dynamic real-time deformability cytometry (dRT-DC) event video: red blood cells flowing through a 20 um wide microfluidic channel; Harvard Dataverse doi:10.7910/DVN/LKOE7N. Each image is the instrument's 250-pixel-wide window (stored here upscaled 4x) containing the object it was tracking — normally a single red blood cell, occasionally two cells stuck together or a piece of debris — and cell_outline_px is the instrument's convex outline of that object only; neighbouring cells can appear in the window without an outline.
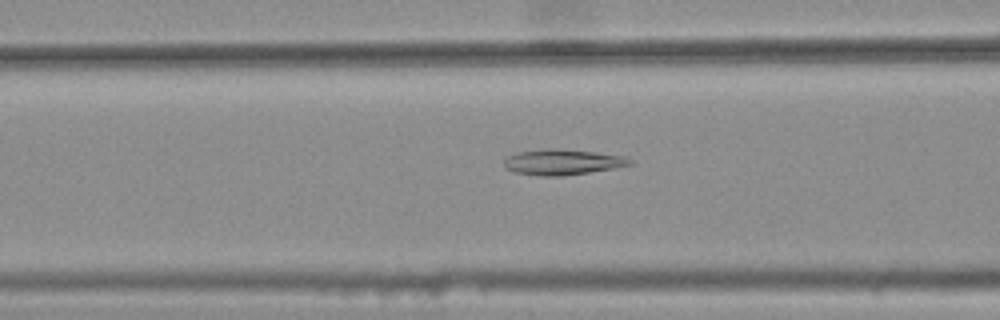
{"species": "common noctule bat (a hibernating species)", "species_latin": "Nyctalus noctula", "temperature_condition": "warm", "stored_images_in_passage": 31, "camera_frame_rate_fps": 3000, "um_per_image_px": 0.085, "animal": {"sex": "female", "body_mass_g": 25.1}, "frame": {"image": 1, "passage_image": 5, "time_ms": 1.333, "image_size_px": [1000, 320], "cell_outline_px": [[632, 164], [612, 168], [564, 176], [540, 176], [516, 172], [504, 168], [504, 160], [508, 156], [516, 152], [544, 148], [556, 148], [596, 152], [624, 156], [632, 160]], "centroid_in_image_um": [47.77, 13.76], "position_along_channel_um": 118.8, "area_um2": 18.79}}
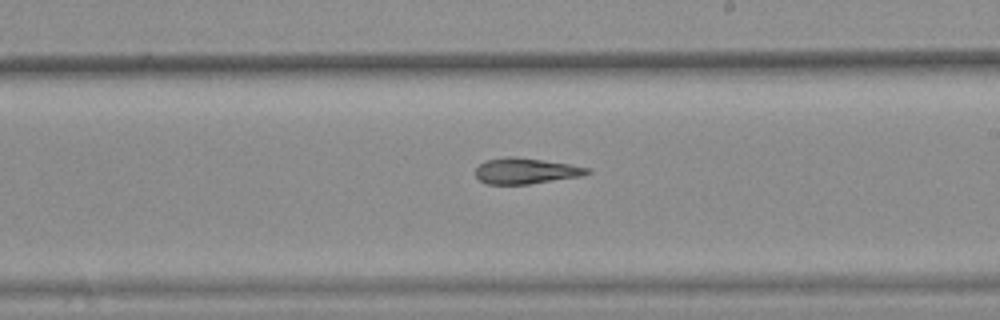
{"frame": {"image": 2, "passage_image": 15, "time_ms": 4.667, "image_size_px": [1000, 320], "cell_outline_px": [[592, 172], [584, 176], [528, 184], [488, 184], [480, 180], [476, 176], [476, 168], [480, 164], [488, 160], [508, 156], [512, 156], [568, 164], [588, 168]], "centroid_in_image_um": [44.71, 14.54], "position_along_channel_um": 244.3, "area_um2": 16.59}}
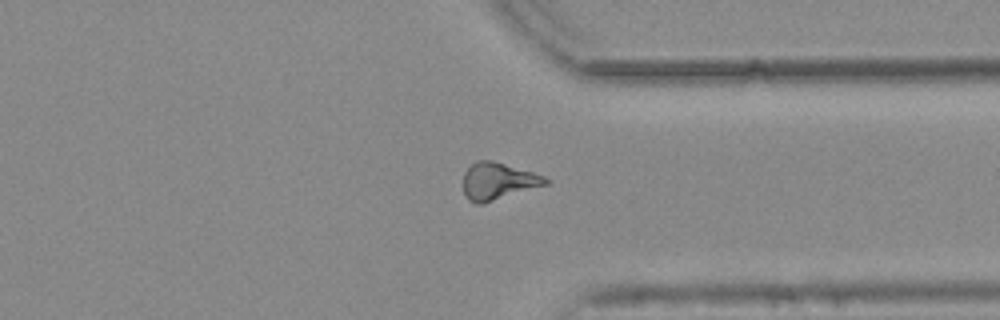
{"frame": {"image": 3, "passage_image": 25, "time_ms": 8.0, "image_size_px": [1000, 320], "cell_outline_px": [[552, 180], [548, 184], [480, 204], [476, 204], [468, 200], [464, 196], [464, 172], [476, 160], [492, 160], [532, 172], [544, 176]], "centroid_in_image_um": [42.33, 15.39], "position_along_channel_um": 369.1, "area_um2": 17.63}, "authors_computed_cell_mechanics": {"area_um2": 17.1666, "velocity_mm_per_s": 3.7828, "shape_relaxation_time_tau1_ms": null, "shape_relaxation_time_tau2_ms": 5.8595, "deformation_change_tau1": null, "deformation_change_tau2": 0.1364}}